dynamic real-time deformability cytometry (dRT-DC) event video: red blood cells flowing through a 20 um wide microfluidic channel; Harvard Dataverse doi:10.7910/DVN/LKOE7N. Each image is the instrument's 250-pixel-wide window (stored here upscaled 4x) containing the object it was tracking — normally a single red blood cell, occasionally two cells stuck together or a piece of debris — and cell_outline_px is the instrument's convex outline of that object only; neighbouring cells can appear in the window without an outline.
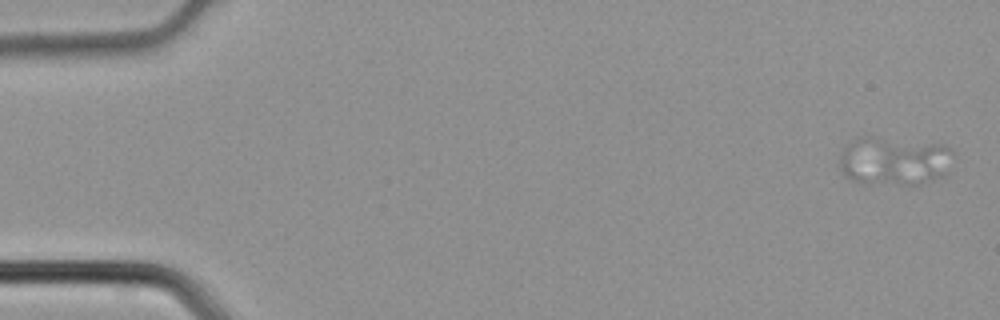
{"species": "common noctule bat (a hibernating species)", "species_latin": "Nyctalus noctula", "temperature_condition": "cold", "stored_images_in_passage": 15, "segment_of_instrument_passage": [1, 2], "camera_frame_rate_fps": 3000, "um_per_image_px": 0.085, "animal": {"sex": "male", "body_mass_g": 21.5, "forearm_length_mm": 52.0}, "frame": {"image": 1, "passage_image": 2, "time_ms": 0.333, "image_size_px": [1000, 320], "cell_outline_px": [[952, 152], [944, 176], [916, 184], [908, 184], [852, 180], [840, 168], [840, 160], [844, 148], [856, 136], [876, 136], [940, 144], [948, 148]], "centroid_in_image_um": [75.98, 13.62], "position_along_channel_um": 9.0, "area_um2": 31.33}}